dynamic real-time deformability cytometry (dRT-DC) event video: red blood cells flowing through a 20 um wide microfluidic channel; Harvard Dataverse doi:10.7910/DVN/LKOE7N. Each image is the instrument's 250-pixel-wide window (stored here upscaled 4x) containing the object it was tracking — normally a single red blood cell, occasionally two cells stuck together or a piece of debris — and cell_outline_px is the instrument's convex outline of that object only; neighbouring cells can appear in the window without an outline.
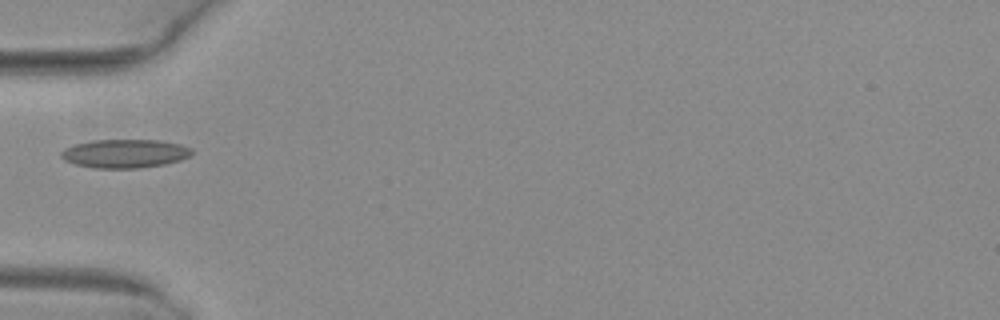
{"species": "common noctule bat (a hibernating species)", "species_latin": "Nyctalus noctula", "temperature_condition": "warm", "stored_images_in_passage": 3, "camera_frame_rate_fps": 3000, "um_per_image_px": 0.085, "animal": {"sex": "female", "body_mass_g": 29.2, "forearm_length_mm": 56.3}, "frame": {"image": 1, "passage_image": 3, "time_ms": 0.667, "image_size_px": [1000, 320], "cell_outline_px": [[192, 152], [188, 156], [180, 160], [164, 164], [136, 168], [96, 168], [76, 164], [64, 160], [60, 156], [60, 152], [64, 148], [76, 144], [92, 140], [160, 140], [180, 144], [192, 148]], "centroid_in_image_um": [10.59, 13.04], "position_along_channel_um": 74.4, "area_um2": 21.68}}